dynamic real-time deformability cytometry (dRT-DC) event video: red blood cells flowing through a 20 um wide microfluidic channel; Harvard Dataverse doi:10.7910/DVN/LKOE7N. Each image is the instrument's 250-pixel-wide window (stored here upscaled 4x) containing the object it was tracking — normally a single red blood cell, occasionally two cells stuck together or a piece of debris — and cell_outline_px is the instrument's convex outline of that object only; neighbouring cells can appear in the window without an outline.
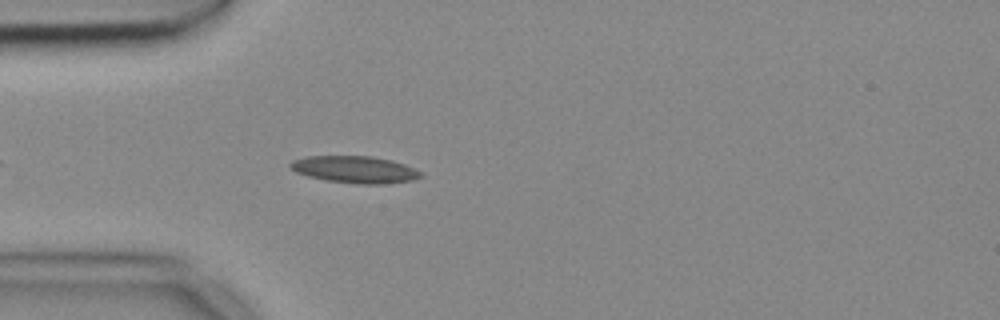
{"species": "common noctule bat (a hibernating species)", "species_latin": "Nyctalus noctula", "temperature_condition": "cold", "stored_images_in_passage": 4, "camera_frame_rate_fps": 3000, "um_per_image_px": 0.085, "animal": {"sex": "female", "body_mass_g": 18.4}, "frame": {"image": 1, "passage_image": 4, "time_ms": 1.0, "image_size_px": [1000, 320], "cell_outline_px": [[424, 176], [412, 180], [384, 184], [356, 184], [324, 180], [308, 176], [296, 172], [288, 168], [288, 164], [292, 160], [304, 156], [372, 156], [392, 160], [404, 164], [420, 172]], "centroid_in_image_um": [30.11, 14.41], "position_along_channel_um": 54.9, "area_um2": 20.69}}